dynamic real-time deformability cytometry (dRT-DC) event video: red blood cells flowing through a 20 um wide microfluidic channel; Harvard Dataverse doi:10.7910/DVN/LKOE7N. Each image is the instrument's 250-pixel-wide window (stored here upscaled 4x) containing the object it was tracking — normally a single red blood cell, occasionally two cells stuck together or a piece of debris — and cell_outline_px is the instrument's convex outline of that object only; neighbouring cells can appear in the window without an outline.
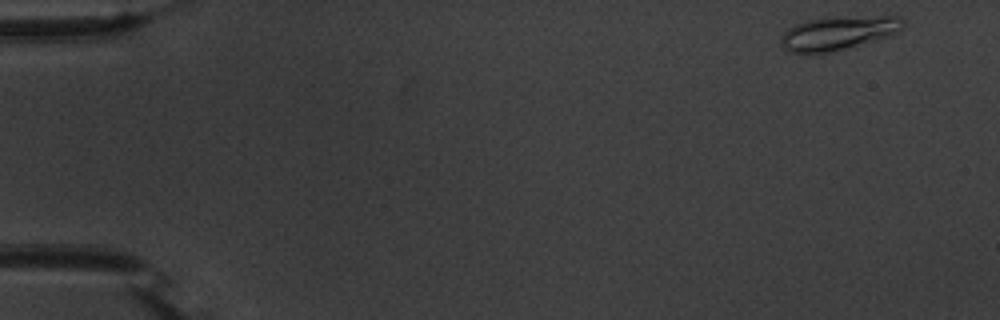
{"species": "common noctule bat (a hibernating species)", "species_latin": "Nyctalus noctula", "temperature_condition": "warm", "stored_images_in_passage": 52, "camera_frame_rate_fps": 3000, "um_per_image_px": 0.085, "animal": {"sex": "male", "body_mass_g": 20.1, "forearm_length_mm": 53.5}, "frame": {"image": 1, "passage_image": 1, "time_ms": 0.0, "image_size_px": [1000, 320], "cell_outline_px": [[904, 28], [888, 36], [876, 40], [828, 52], [788, 52], [780, 44], [780, 36], [792, 24], [808, 20], [840, 16], [900, 16], [904, 20]], "centroid_in_image_um": [71.24, 2.78], "position_along_channel_um": 13.8, "area_um2": 23.99}}
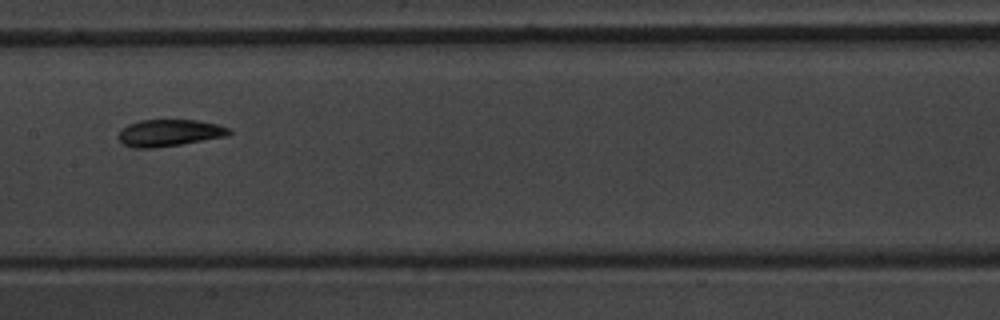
{"frame": {"image": 2, "passage_image": 26, "time_ms": 8.333, "image_size_px": [1000, 320], "cell_outline_px": [[232, 132], [228, 136], [180, 144], [152, 148], [132, 148], [124, 144], [116, 136], [120, 128], [128, 124], [140, 120], [196, 120], [216, 124], [228, 128]], "centroid_in_image_um": [14.34, 11.29], "position_along_channel_um": 193.1, "area_um2": 17.34}}
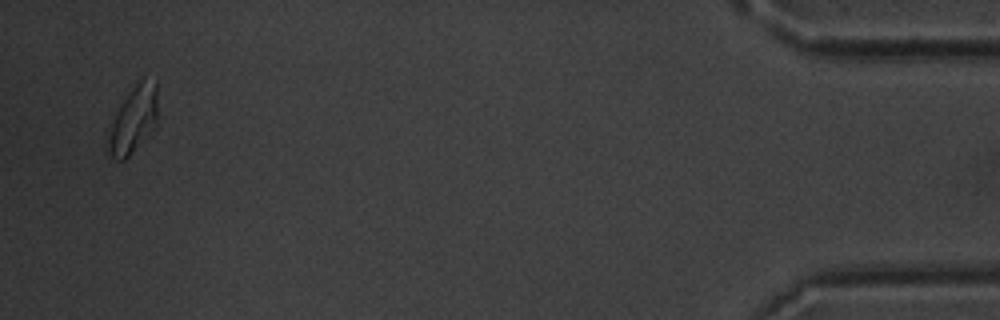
{"frame": {"image": 3, "passage_image": 51, "time_ms": 16.667, "image_size_px": [1000, 320], "cell_outline_px": [[156, 128], [124, 160], [116, 160], [104, 152], [104, 140], [108, 128], [124, 100], [132, 88], [144, 76], [156, 80]], "centroid_in_image_um": [11.28, 10.25], "position_along_channel_um": 423.9, "area_um2": 19.71}, "authors_computed_cell_mechanics": {"area_um2": 17.6579, "velocity_mm_per_s": 3.7009, "shape_relaxation_time_tau1_ms": 5.0786, "shape_relaxation_time_tau2_ms": 3.3703, "deformation_change_tau1": 0.197, "deformation_change_tau2": 0.07}}